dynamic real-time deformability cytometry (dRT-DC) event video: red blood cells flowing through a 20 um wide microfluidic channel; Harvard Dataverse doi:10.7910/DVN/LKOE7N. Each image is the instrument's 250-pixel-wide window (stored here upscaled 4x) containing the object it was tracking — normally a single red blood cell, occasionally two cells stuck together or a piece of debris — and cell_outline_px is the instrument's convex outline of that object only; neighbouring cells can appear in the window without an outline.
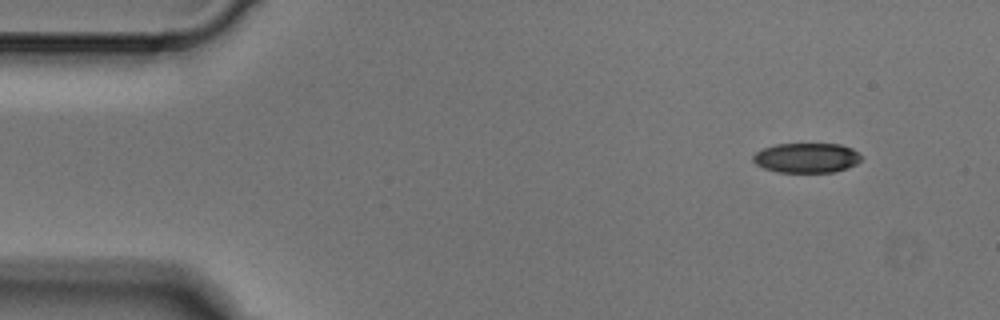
{"species": "Egyptian fruit bat (a non-hibernating species)", "species_latin": "Rousettus aegyptiacus", "temperature_condition": "cold", "stored_images_in_passage": 6, "camera_frame_rate_fps": 3000, "um_per_image_px": 0.085, "animal": {"sex": "male"}, "frame": {"image": 1, "passage_image": 1, "time_ms": 0.0, "image_size_px": [1000, 320], "cell_outline_px": [[860, 160], [856, 164], [848, 168], [832, 172], [776, 172], [764, 168], [756, 164], [752, 160], [752, 156], [756, 152], [764, 148], [776, 144], [840, 144], [852, 148], [860, 156]], "centroid_in_image_um": [68.53, 13.42], "position_along_channel_um": 16.5, "area_um2": 18.73}}
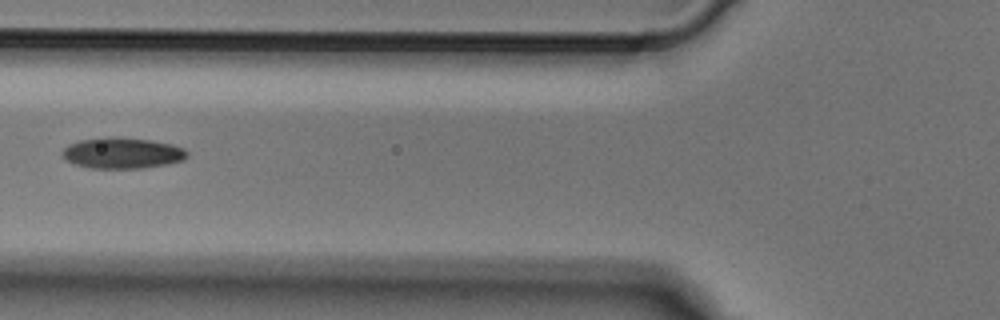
{"frame": {"image": 2, "passage_image": 5, "time_ms": 1.333, "image_size_px": [1000, 320], "cell_outline_px": [[188, 156], [184, 160], [168, 164], [144, 168], [92, 168], [76, 164], [64, 160], [60, 152], [68, 144], [80, 140], [104, 136], [148, 140], [172, 144], [184, 148], [188, 152]], "centroid_in_image_um": [10.38, 13.01], "position_along_channel_um": 115.4, "area_um2": 22.66}}
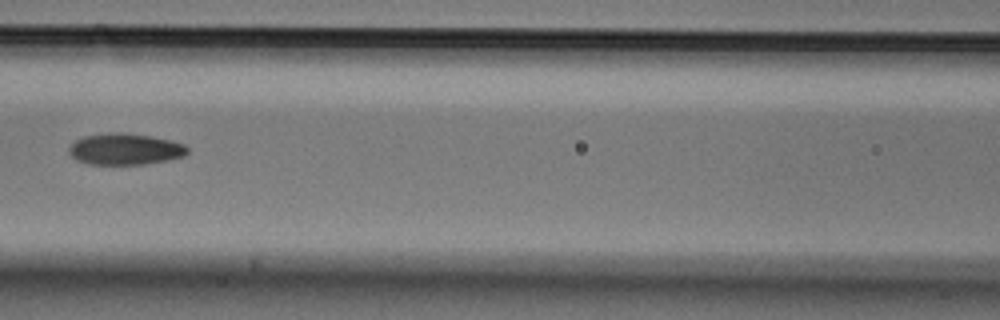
{"frame": {"image": 3, "passage_image": 6, "time_ms": 1.667, "image_size_px": [1000, 320], "cell_outline_px": [[188, 152], [184, 156], [168, 160], [144, 164], [88, 164], [76, 160], [68, 152], [68, 148], [76, 140], [84, 136], [108, 132], [124, 132], [172, 140], [184, 144], [188, 148]], "centroid_in_image_um": [10.63, 12.67], "position_along_channel_um": 156.0, "area_um2": 21.73}}